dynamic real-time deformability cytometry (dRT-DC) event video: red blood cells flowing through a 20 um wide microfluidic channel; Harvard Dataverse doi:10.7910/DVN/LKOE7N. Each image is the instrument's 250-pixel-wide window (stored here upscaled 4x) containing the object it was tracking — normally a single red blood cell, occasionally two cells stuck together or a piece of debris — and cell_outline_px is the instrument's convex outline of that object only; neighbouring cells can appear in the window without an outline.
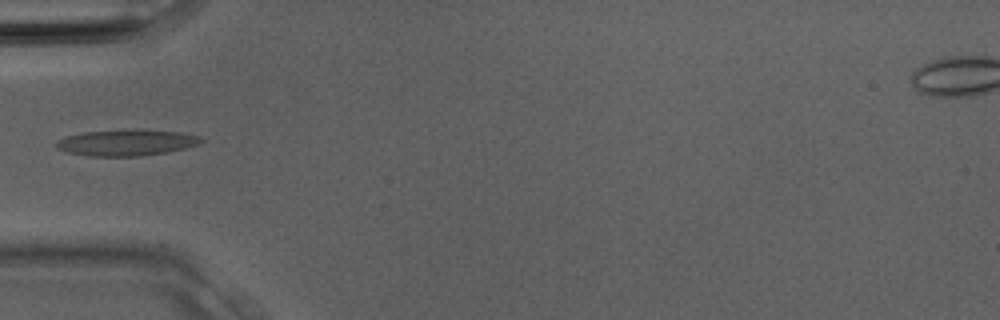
{"species": "Egyptian fruit bat (a non-hibernating species)", "species_latin": "Rousettus aegyptiacus", "temperature_condition": "room temperature", "stored_images_in_passage": 32, "camera_frame_rate_fps": 3000, "um_per_image_px": 0.085, "animal": {"sex": "male"}, "frame": {"image": 1, "passage_image": 10, "time_ms": 3.0, "image_size_px": [1000, 320], "cell_outline_px": [[204, 140], [200, 144], [168, 152], [140, 156], [88, 156], [64, 152], [56, 148], [56, 140], [68, 136], [84, 132], [132, 128], [144, 128], [180, 132], [200, 136]], "centroid_in_image_um": [10.76, 12.1], "position_along_channel_um": 74.2, "area_um2": 22.66}}
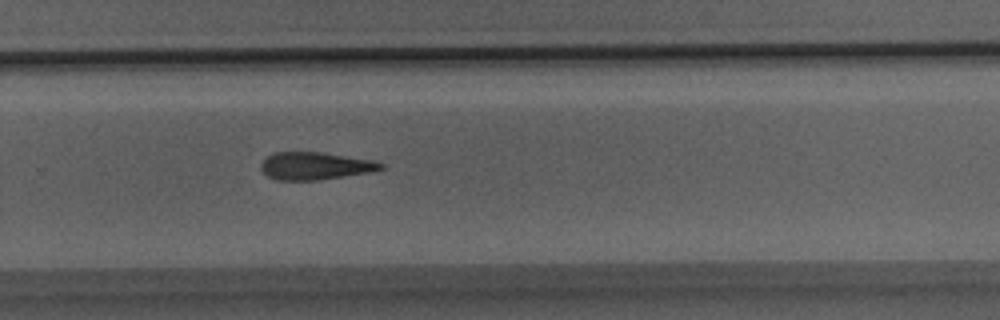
{"frame": {"image": 2, "passage_image": 21, "time_ms": 6.667, "image_size_px": [1000, 320], "cell_outline_px": [[384, 168], [372, 172], [316, 180], [276, 180], [268, 176], [260, 168], [260, 164], [272, 152], [324, 152], [372, 160], [384, 164]], "centroid_in_image_um": [26.79, 14.1], "position_along_channel_um": 303.0, "area_um2": 19.25}}
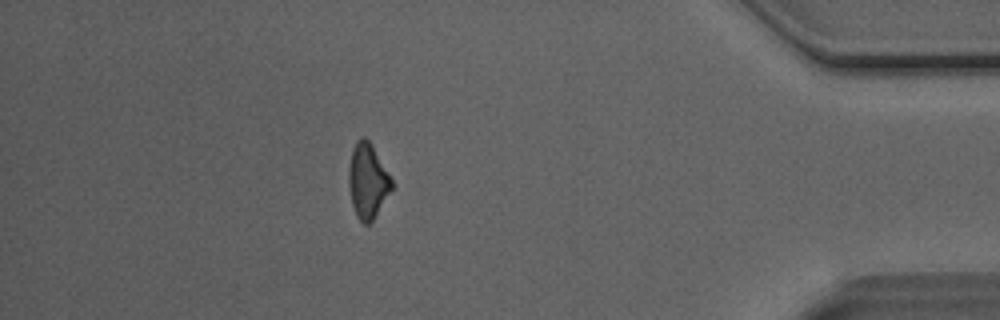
{"frame": {"image": 3, "passage_image": 28, "time_ms": 9.0, "image_size_px": [1000, 320], "cell_outline_px": [[392, 188], [372, 220], [368, 224], [364, 224], [356, 216], [352, 204], [348, 184], [348, 172], [352, 148], [356, 140], [360, 136], [364, 136], [372, 144], [392, 180]], "centroid_in_image_um": [31.22, 15.34], "position_along_channel_um": 404.0, "area_um2": 18.55}}